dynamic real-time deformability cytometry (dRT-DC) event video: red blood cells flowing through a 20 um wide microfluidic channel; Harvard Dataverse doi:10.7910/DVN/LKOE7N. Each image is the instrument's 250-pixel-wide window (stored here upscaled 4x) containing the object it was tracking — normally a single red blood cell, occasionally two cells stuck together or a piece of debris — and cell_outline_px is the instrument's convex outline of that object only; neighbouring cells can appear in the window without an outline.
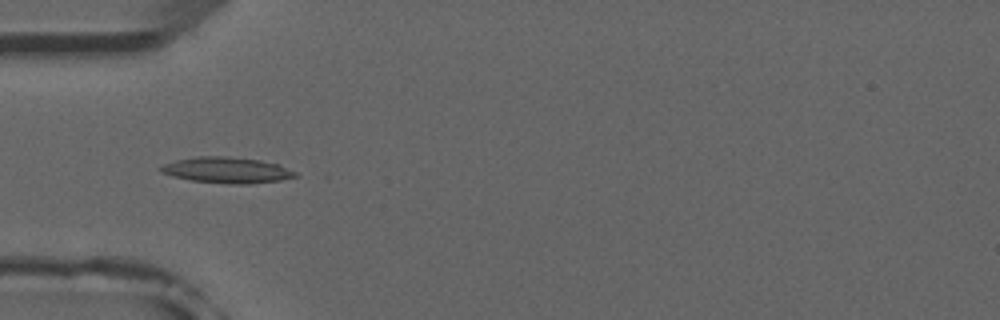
{"species": "common noctule bat (a hibernating species)", "species_latin": "Nyctalus noctula", "temperature_condition": "room temperature", "stored_images_in_passage": 6, "camera_frame_rate_fps": 3000, "um_per_image_px": 0.085, "animal": {"sex": "male", "forearm_length_mm": 52.5}, "frame": {"image": 1, "passage_image": 5, "time_ms": 4.333, "image_size_px": [1000, 320], "cell_outline_px": [[296, 176], [280, 180], [248, 184], [228, 184], [192, 180], [172, 176], [160, 172], [156, 168], [164, 164], [176, 160], [196, 156], [224, 156], [260, 160], [276, 164], [296, 172]], "centroid_in_image_um": [19.21, 14.46], "position_along_channel_um": 65.8, "area_um2": 20.17}}
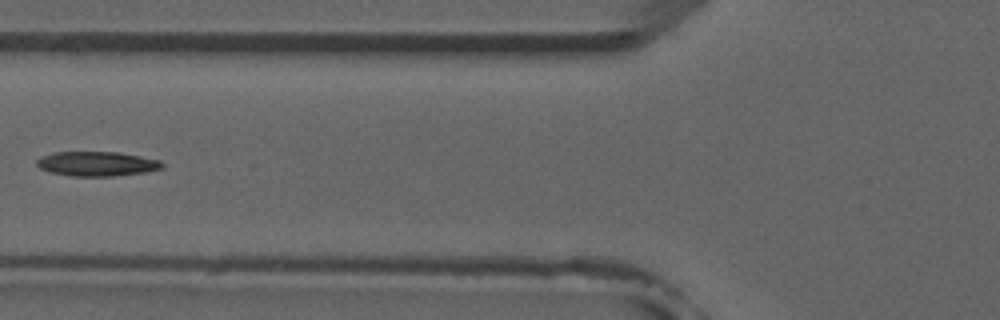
{"frame": {"image": 2, "passage_image": 6, "time_ms": 5.667, "image_size_px": [1000, 320], "cell_outline_px": [[164, 168], [144, 172], [112, 176], [72, 176], [48, 172], [40, 168], [36, 164], [36, 160], [40, 156], [56, 152], [120, 152], [160, 160], [164, 164]], "centroid_in_image_um": [8.22, 13.92], "position_along_channel_um": 117.6, "area_um2": 18.03}}